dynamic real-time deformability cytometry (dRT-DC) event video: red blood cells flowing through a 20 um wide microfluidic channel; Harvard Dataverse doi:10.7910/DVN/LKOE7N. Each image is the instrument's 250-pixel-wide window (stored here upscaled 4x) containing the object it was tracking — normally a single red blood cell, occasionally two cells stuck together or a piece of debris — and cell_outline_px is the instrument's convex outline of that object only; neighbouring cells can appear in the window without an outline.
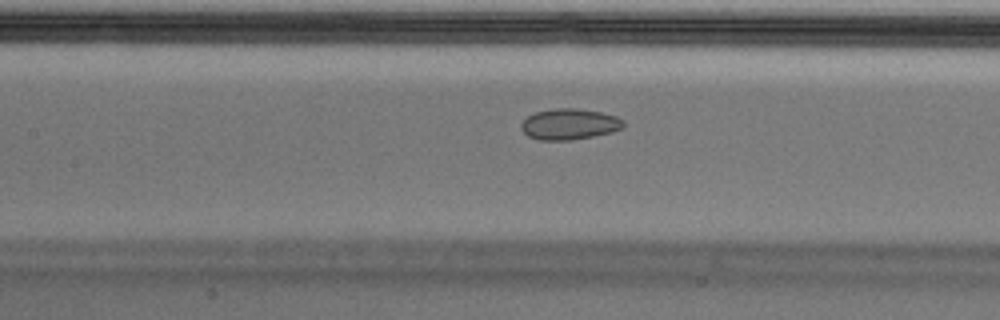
{"species": "Egyptian fruit bat (a non-hibernating species)", "species_latin": "Rousettus aegyptiacus", "temperature_condition": "cold", "stored_images_in_passage": 55, "camera_frame_rate_fps": 3000, "um_per_image_px": 0.085, "animal": {"sex": "male"}, "frame": {"image": 1, "passage_image": 25, "time_ms": 8.0, "image_size_px": [1000, 320], "cell_outline_px": [[624, 128], [612, 132], [572, 140], [540, 140], [528, 136], [520, 128], [520, 124], [528, 116], [536, 112], [552, 108], [576, 108], [600, 112], [616, 116], [624, 120]], "centroid_in_image_um": [48.4, 10.55], "position_along_channel_um": 159.0, "area_um2": 18.5}}
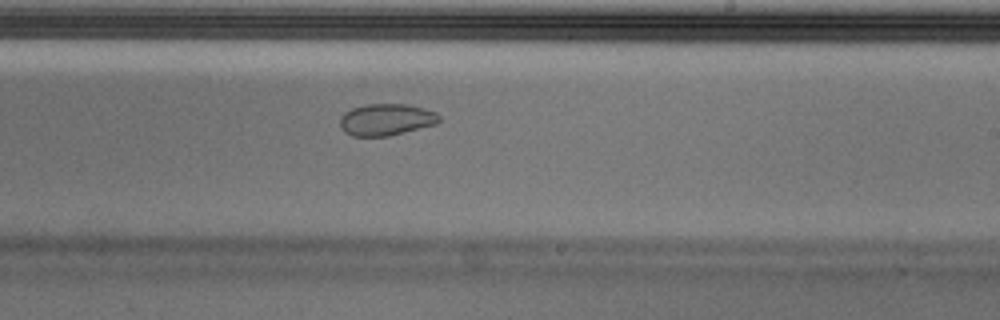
{"frame": {"image": 2, "passage_image": 33, "time_ms": 10.667, "image_size_px": [1000, 320], "cell_outline_px": [[440, 120], [436, 124], [388, 136], [352, 136], [344, 132], [340, 128], [340, 116], [344, 112], [352, 108], [364, 104], [404, 104], [424, 108], [436, 112], [440, 116]], "centroid_in_image_um": [32.8, 10.16], "position_along_channel_um": 256.2, "area_um2": 18.44}}
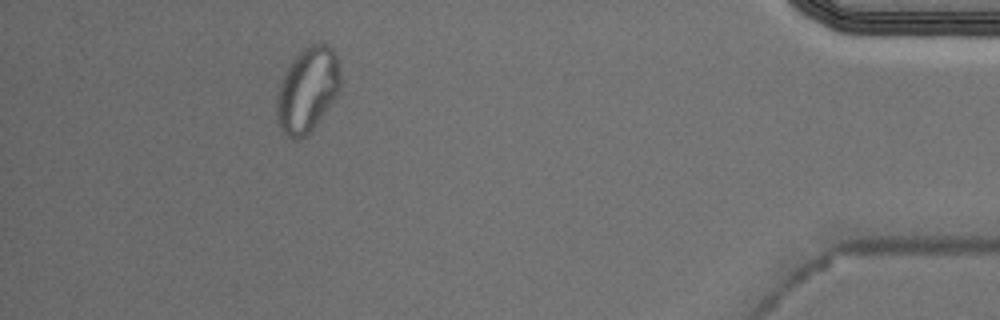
{"frame": {"image": 3, "passage_image": 50, "time_ms": 16.333, "image_size_px": [1000, 320], "cell_outline_px": [[340, 88], [332, 100], [312, 128], [300, 140], [296, 140], [288, 136], [280, 128], [276, 120], [276, 100], [280, 84], [284, 72], [292, 60], [308, 44], [328, 44], [332, 48], [336, 56], [340, 72]], "centroid_in_image_um": [26.1, 7.61], "position_along_channel_um": 409.1, "area_um2": 30.98}, "authors_computed_cell_mechanics": {"area_um2": 20.5768, "velocity_mm_per_s": 3.6596, "shape_relaxation_time_tau1_ms": null, "shape_relaxation_time_tau2_ms": 1.7572, "deformation_change_tau1": null, "deformation_change_tau2": 0.0565}}